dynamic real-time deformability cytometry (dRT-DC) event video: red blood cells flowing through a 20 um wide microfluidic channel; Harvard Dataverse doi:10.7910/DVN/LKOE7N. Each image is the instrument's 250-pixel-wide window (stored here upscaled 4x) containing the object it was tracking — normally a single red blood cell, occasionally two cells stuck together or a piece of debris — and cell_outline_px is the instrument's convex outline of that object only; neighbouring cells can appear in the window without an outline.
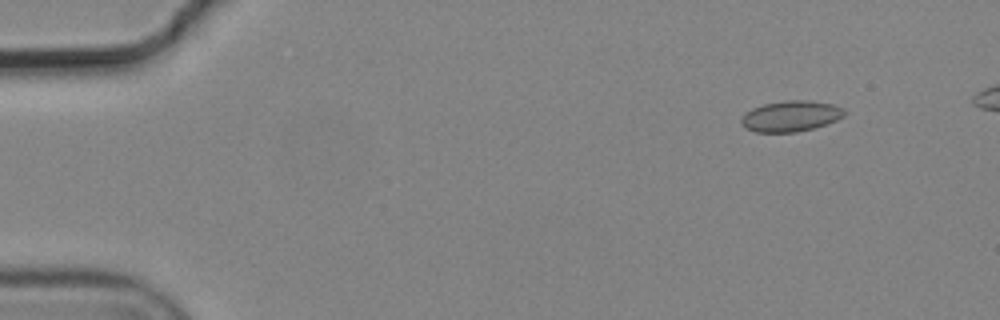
{"species": "common noctule bat (a hibernating species)", "species_latin": "Nyctalus noctula", "temperature_condition": "cold", "stored_images_in_passage": 4, "camera_frame_rate_fps": 3000, "um_per_image_px": 0.085, "animal": {"sex": "male", "body_mass_g": 19.2, "forearm_length_mm": 51.8}, "frame": {"image": 1, "passage_image": 2, "time_ms": 0.333, "image_size_px": [1000, 320], "cell_outline_px": [[848, 112], [844, 116], [836, 120], [812, 128], [796, 132], [756, 132], [744, 128], [740, 120], [752, 108], [764, 104], [784, 100], [808, 100], [832, 104], [844, 108]], "centroid_in_image_um": [67.24, 9.86], "position_along_channel_um": 17.8, "area_um2": 18.44}}